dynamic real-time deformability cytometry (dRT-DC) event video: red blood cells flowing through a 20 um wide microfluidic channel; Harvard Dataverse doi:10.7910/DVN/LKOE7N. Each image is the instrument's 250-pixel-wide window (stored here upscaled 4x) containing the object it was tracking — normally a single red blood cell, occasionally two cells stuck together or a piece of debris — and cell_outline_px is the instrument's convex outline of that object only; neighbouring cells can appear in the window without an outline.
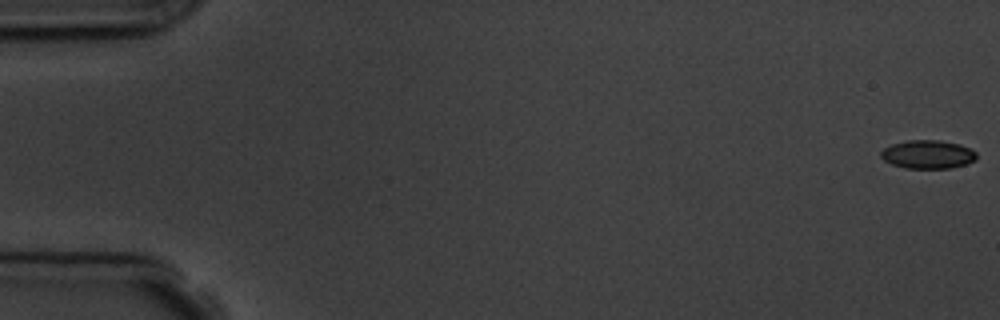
{"species": "common noctule bat (a hibernating species)", "species_latin": "Nyctalus noctula", "temperature_condition": "room temperature", "stored_images_in_passage": 7, "camera_frame_rate_fps": 3000, "um_per_image_px": 0.085, "animal": {"sex": "male", "body_mass_g": 19.5, "forearm_length_mm": 54.6}, "frame": {"image": 1, "passage_image": 1, "time_ms": 0.0, "image_size_px": [1000, 320], "cell_outline_px": [[976, 160], [968, 164], [952, 168], [904, 168], [892, 164], [884, 160], [880, 156], [880, 152], [884, 148], [892, 144], [908, 140], [940, 140], [960, 144], [972, 148], [976, 152]], "centroid_in_image_um": [78.9, 13.12], "position_along_channel_um": 6.1, "area_um2": 16.07}}
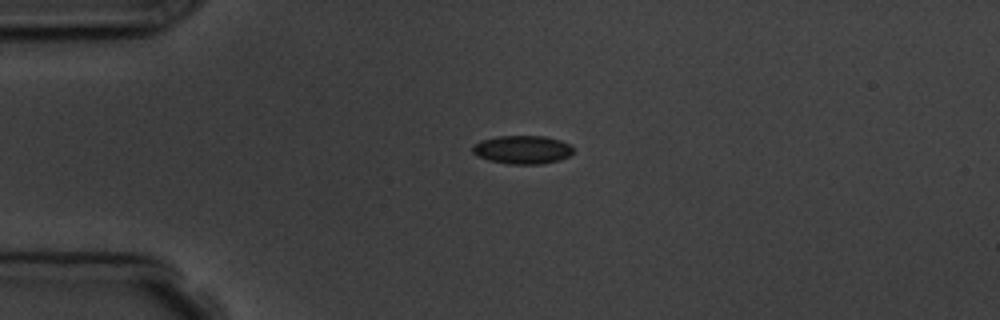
{"frame": {"image": 2, "passage_image": 5, "time_ms": 4.333, "image_size_px": [1000, 320], "cell_outline_px": [[572, 152], [568, 156], [560, 160], [544, 164], [508, 164], [488, 160], [476, 156], [472, 152], [472, 144], [480, 140], [496, 136], [544, 136], [560, 140], [572, 144]], "centroid_in_image_um": [44.37, 12.72], "position_along_channel_um": 40.6, "area_um2": 16.94}}